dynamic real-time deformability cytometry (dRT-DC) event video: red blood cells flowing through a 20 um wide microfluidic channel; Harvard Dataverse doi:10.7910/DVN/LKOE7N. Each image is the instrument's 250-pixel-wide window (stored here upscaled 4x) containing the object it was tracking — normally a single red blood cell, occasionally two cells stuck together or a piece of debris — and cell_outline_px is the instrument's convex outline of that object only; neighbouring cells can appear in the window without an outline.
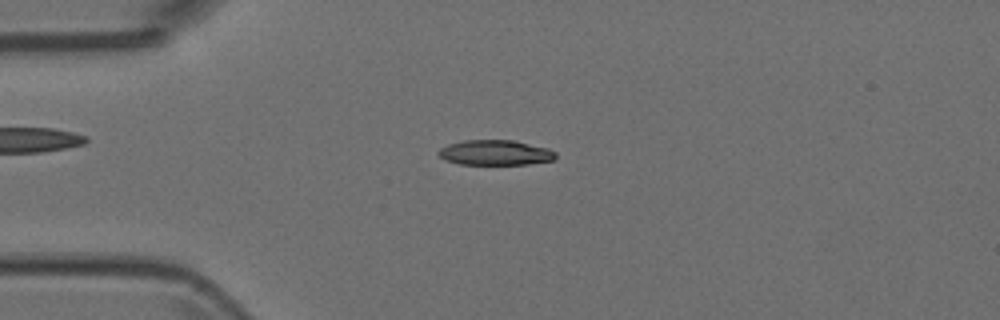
{"species": "Egyptian fruit bat (a non-hibernating species)", "species_latin": "Rousettus aegyptiacus", "temperature_condition": "room temperature", "stored_images_in_passage": 5, "camera_frame_rate_fps": 3000, "um_per_image_px": 0.085, "animal": {"sex": "female"}, "frame": {"image": 1, "passage_image": 3, "time_ms": 0.667, "image_size_px": [1000, 320], "cell_outline_px": [[556, 160], [528, 164], [460, 164], [444, 160], [436, 152], [440, 148], [448, 144], [464, 140], [512, 140], [548, 148], [556, 152]], "centroid_in_image_um": [42.1, 12.97], "position_along_channel_um": 42.9, "area_um2": 17.22}}
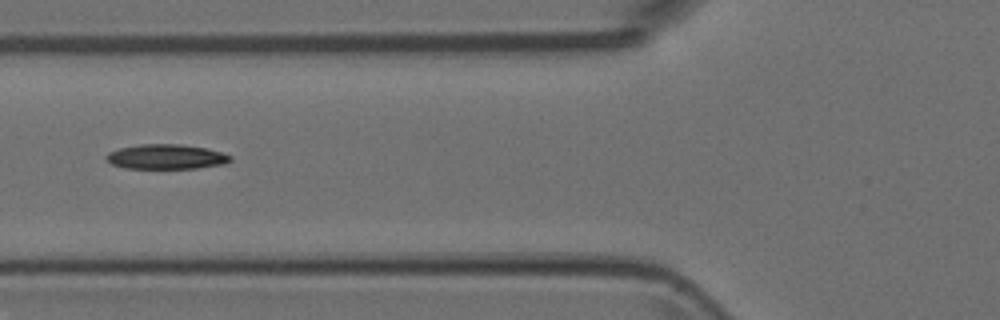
{"frame": {"image": 2, "passage_image": 5, "time_ms": 1.333, "image_size_px": [1000, 320], "cell_outline_px": [[232, 160], [224, 164], [196, 168], [124, 168], [112, 164], [104, 156], [108, 152], [120, 148], [140, 144], [180, 144], [204, 148], [220, 152], [232, 156]], "centroid_in_image_um": [14.11, 13.32], "position_along_channel_um": 111.7, "area_um2": 17.8}}